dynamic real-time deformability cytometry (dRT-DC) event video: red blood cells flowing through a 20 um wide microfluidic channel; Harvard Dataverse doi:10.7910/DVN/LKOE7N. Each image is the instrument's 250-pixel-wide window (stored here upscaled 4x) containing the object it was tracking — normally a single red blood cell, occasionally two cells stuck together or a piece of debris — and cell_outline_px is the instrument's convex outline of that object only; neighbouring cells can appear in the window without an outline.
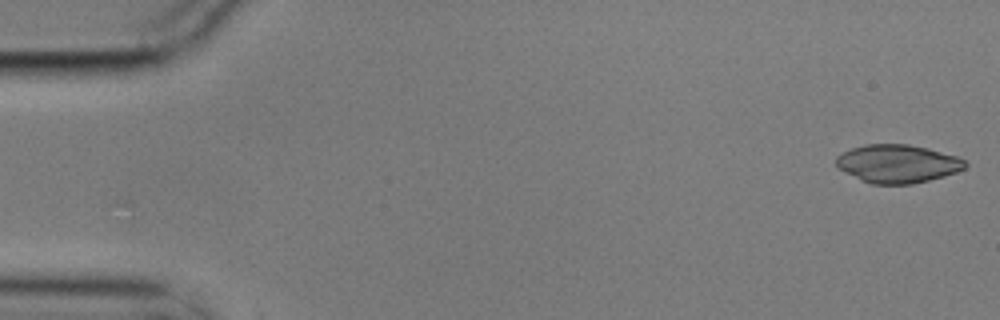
{"species": "common noctule bat (a hibernating species)", "species_latin": "Nyctalus noctula", "temperature_condition": "cold", "stored_images_in_passage": 5, "camera_frame_rate_fps": 3000, "um_per_image_px": 0.085, "animal": {"sex": "male", "body_mass_g": 17.9}, "frame": {"image": 1, "passage_image": 1, "time_ms": 0.0, "image_size_px": [1000, 320], "cell_outline_px": [[968, 164], [964, 168], [956, 172], [944, 176], [912, 184], [872, 184], [860, 180], [840, 168], [836, 164], [836, 156], [852, 148], [864, 144], [908, 144], [928, 148], [956, 156], [964, 160]], "centroid_in_image_um": [76.3, 13.91], "position_along_channel_um": 8.7, "area_um2": 28.55}}